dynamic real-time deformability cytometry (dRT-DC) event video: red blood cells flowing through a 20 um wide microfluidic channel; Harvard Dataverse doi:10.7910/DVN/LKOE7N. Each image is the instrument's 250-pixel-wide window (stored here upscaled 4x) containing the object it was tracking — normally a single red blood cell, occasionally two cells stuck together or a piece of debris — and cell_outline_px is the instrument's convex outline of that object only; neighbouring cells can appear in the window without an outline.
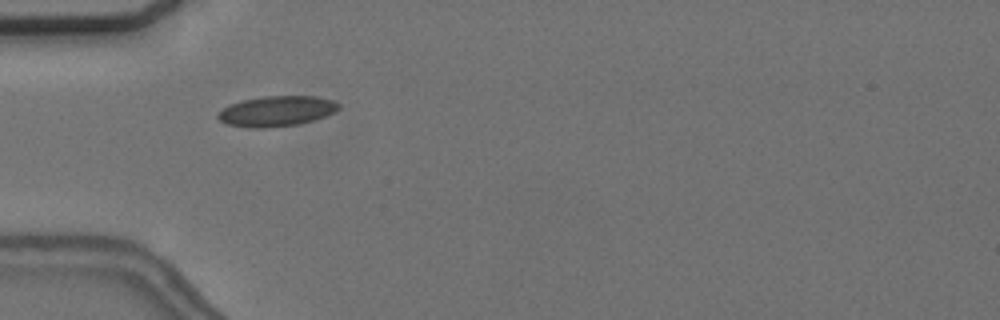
{"species": "common noctule bat (a hibernating species)", "species_latin": "Nyctalus noctula", "temperature_condition": "cold", "stored_images_in_passage": 3, "camera_frame_rate_fps": 3000, "um_per_image_px": 0.085, "animal": {"sex": "female", "body_mass_g": 24.6, "forearm_length_mm": 56.2}, "frame": {"image": 1, "passage_image": 1, "time_ms": 0.0, "image_size_px": [1000, 320], "cell_outline_px": [[340, 108], [336, 112], [300, 124], [268, 128], [252, 128], [228, 124], [220, 120], [216, 116], [216, 112], [228, 104], [240, 100], [264, 96], [316, 96], [332, 100], [340, 104]], "centroid_in_image_um": [23.48, 9.44], "position_along_channel_um": 61.5, "area_um2": 21.62}}
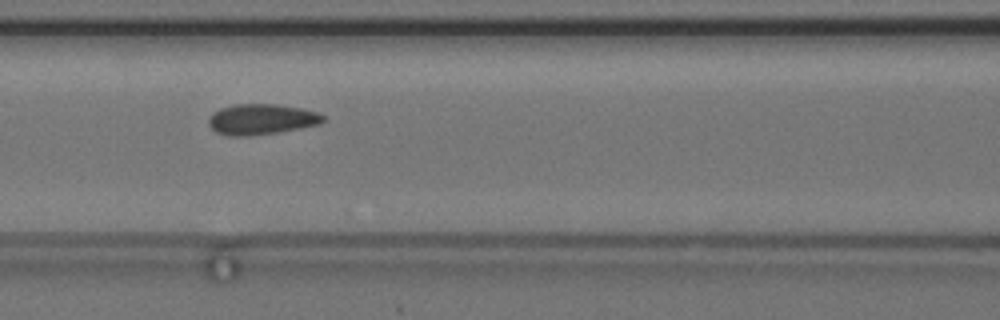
{"frame": {"image": 2, "passage_image": 3, "time_ms": 2.333, "image_size_px": [1000, 320], "cell_outline_px": [[328, 120], [320, 124], [300, 128], [276, 132], [248, 136], [228, 136], [216, 132], [208, 124], [208, 120], [220, 108], [236, 104], [276, 104], [300, 108], [316, 112], [324, 116]], "centroid_in_image_um": [22.25, 10.14], "position_along_channel_um": 144.4, "area_um2": 20.29}}